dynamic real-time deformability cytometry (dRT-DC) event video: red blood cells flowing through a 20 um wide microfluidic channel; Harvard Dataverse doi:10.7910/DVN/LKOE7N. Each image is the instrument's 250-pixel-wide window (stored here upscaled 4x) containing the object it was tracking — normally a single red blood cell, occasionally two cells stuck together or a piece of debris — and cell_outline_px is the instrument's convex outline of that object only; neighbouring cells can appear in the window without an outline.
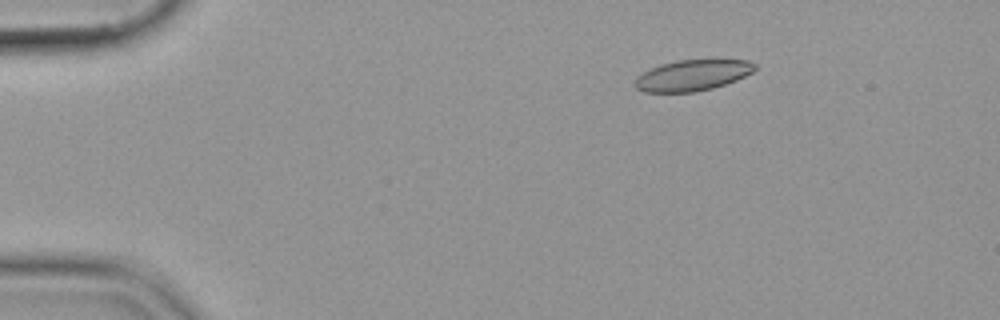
{"species": "common noctule bat (a hibernating species)", "species_latin": "Nyctalus noctula", "temperature_condition": "cold", "stored_images_in_passage": 47, "camera_frame_rate_fps": 3000, "um_per_image_px": 0.085, "animal": {"sex": "female", "body_mass_g": 19.9}, "frame": {"image": 1, "passage_image": 1, "time_ms": 0.0, "image_size_px": [1000, 320], "cell_outline_px": [[756, 68], [752, 72], [736, 80], [712, 88], [692, 92], [644, 92], [636, 88], [636, 76], [660, 64], [676, 60], [748, 60], [756, 64]], "centroid_in_image_um": [58.85, 6.39], "position_along_channel_um": 26.1, "area_um2": 21.39}}
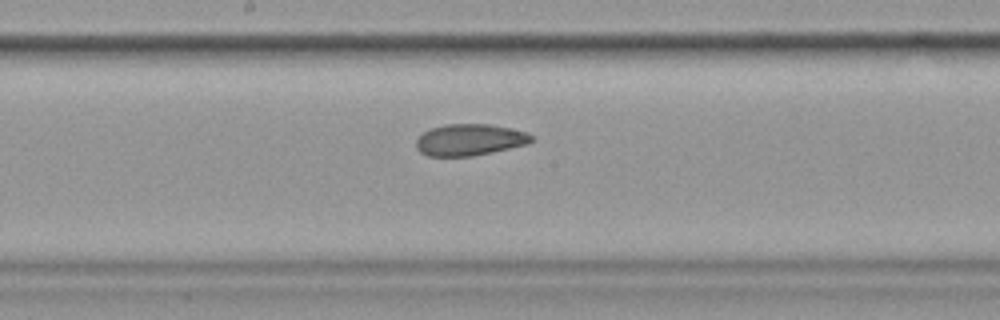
{"frame": {"image": 2, "passage_image": 22, "time_ms": 7.0, "image_size_px": [1000, 320], "cell_outline_px": [[532, 140], [528, 144], [492, 152], [472, 156], [428, 156], [420, 152], [416, 148], [416, 140], [424, 132], [432, 128], [444, 124], [488, 124], [512, 128], [528, 132], [532, 136]], "centroid_in_image_um": [39.93, 11.88], "position_along_channel_um": 208.3, "area_um2": 21.21}}
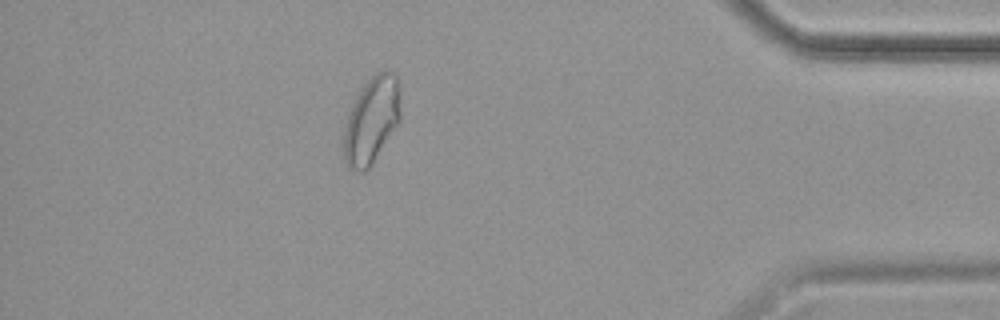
{"frame": {"image": 3, "passage_image": 41, "time_ms": 13.333, "image_size_px": [1000, 320], "cell_outline_px": [[400, 120], [372, 164], [364, 172], [352, 172], [348, 168], [344, 160], [344, 128], [348, 112], [356, 96], [364, 84], [376, 72], [392, 72], [396, 76], [400, 88]], "centroid_in_image_um": [31.57, 10.25], "position_along_channel_um": 403.6, "area_um2": 28.73}}